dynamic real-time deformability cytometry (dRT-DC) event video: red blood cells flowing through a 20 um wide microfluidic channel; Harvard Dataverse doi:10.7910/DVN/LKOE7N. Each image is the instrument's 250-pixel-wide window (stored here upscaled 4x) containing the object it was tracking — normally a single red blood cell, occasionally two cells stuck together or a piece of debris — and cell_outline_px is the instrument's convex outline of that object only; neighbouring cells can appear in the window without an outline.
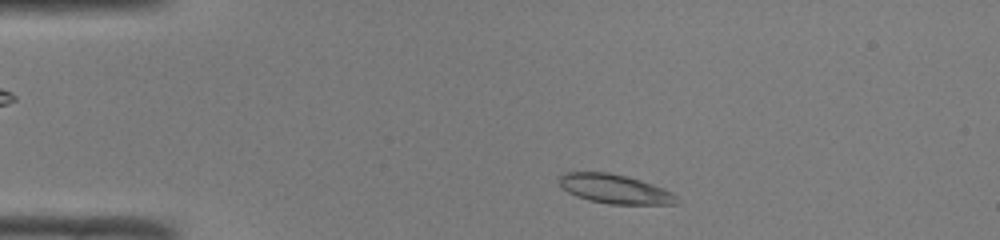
{"species": "common noctule bat (a hibernating species)", "species_latin": "Nyctalus noctula", "temperature_condition": "room temperature", "stored_images_in_passage": 43, "camera_frame_rate_fps": 3000, "um_per_image_px": 0.085, "animal": {"sex": "male", "body_mass_g": 19.0, "forearm_length_mm": 50.8}, "frame": {"image": 1, "passage_image": 4, "time_ms": 1.0, "image_size_px": [1000, 240], "cell_outline_px": [[680, 200], [676, 204], [608, 204], [588, 200], [576, 196], [568, 192], [560, 184], [560, 176], [564, 172], [608, 172], [628, 176], [664, 188], [672, 192]], "centroid_in_image_um": [52.28, 16.06], "position_along_channel_um": 32.7, "area_um2": 20.0}}
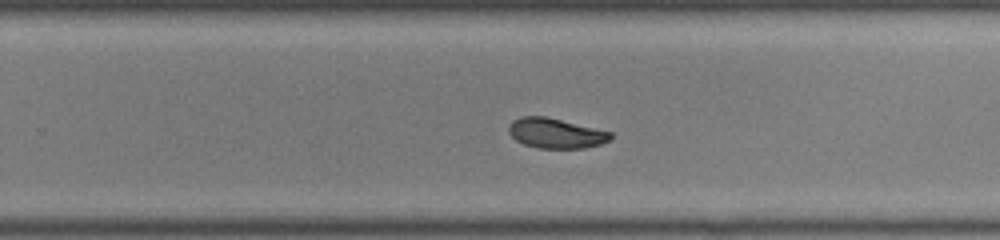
{"frame": {"image": 2, "passage_image": 26, "time_ms": 8.333, "image_size_px": [1000, 240], "cell_outline_px": [[612, 136], [608, 140], [600, 144], [584, 148], [536, 148], [524, 144], [516, 140], [508, 132], [508, 124], [512, 120], [520, 116], [544, 116], [612, 132]], "centroid_in_image_um": [47.19, 11.32], "position_along_channel_um": 282.6, "area_um2": 17.74}}
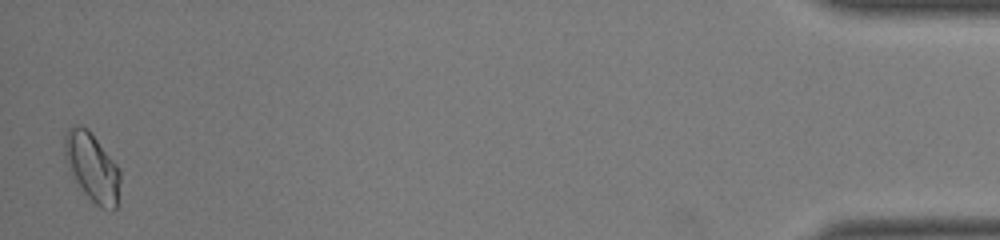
{"frame": {"image": 3, "passage_image": 43, "time_ms": 14.0, "image_size_px": [1000, 240], "cell_outline_px": [[120, 180], [116, 208], [112, 212], [100, 208], [76, 188], [68, 168], [64, 156], [64, 136], [68, 128], [72, 124], [80, 124], [88, 128], [120, 168]], "centroid_in_image_um": [7.8, 14.23], "position_along_channel_um": 427.4, "area_um2": 23.06}, "authors_computed_cell_mechanics": {"area_um2": 19.0162, "velocity_mm_per_s": 4.0847, "shape_relaxation_time_tau1_ms": 2.9208, "shape_relaxation_time_tau2_ms": 3.5661, "deformation_change_tau1": 0.1327, "deformation_change_tau2": 0.0715}}